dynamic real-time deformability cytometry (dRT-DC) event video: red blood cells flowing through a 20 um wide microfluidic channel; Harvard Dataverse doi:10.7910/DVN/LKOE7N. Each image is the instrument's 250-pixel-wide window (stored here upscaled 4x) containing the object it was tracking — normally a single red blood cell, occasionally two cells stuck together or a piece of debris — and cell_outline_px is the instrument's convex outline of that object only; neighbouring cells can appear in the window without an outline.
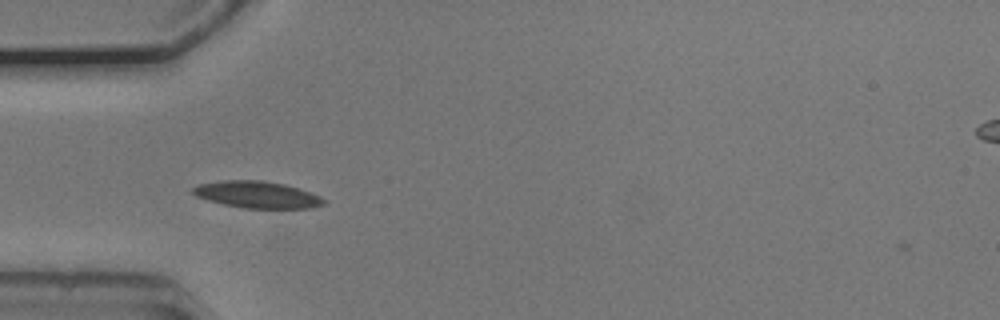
{"species": "common noctule bat (a hibernating species)", "species_latin": "Nyctalus noctula", "temperature_condition": "cold", "stored_images_in_passage": 31, "camera_frame_rate_fps": 3000, "um_per_image_px": 0.085, "animal": {"sex": "male", "body_mass_g": 20.5, "forearm_length_mm": 52.5}, "frame": {"image": 1, "passage_image": 3, "time_ms": 0.667, "image_size_px": [1000, 320], "cell_outline_px": [[324, 204], [312, 208], [244, 208], [224, 204], [208, 200], [196, 196], [192, 192], [192, 188], [200, 184], [220, 180], [264, 180], [284, 184], [320, 196], [324, 200]], "centroid_in_image_um": [21.83, 16.54], "position_along_channel_um": 63.2, "area_um2": 20.23}}
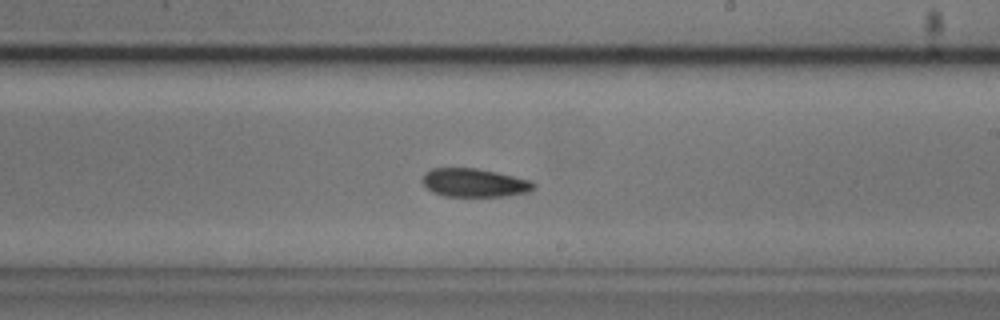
{"frame": {"image": 2, "passage_image": 18, "time_ms": 5.667, "image_size_px": [1000, 320], "cell_outline_px": [[536, 184], [528, 192], [504, 196], [444, 196], [432, 192], [420, 180], [424, 172], [432, 168], [476, 168], [496, 172], [532, 180]], "centroid_in_image_um": [40.29, 15.52], "position_along_channel_um": 248.7, "area_um2": 18.5}}
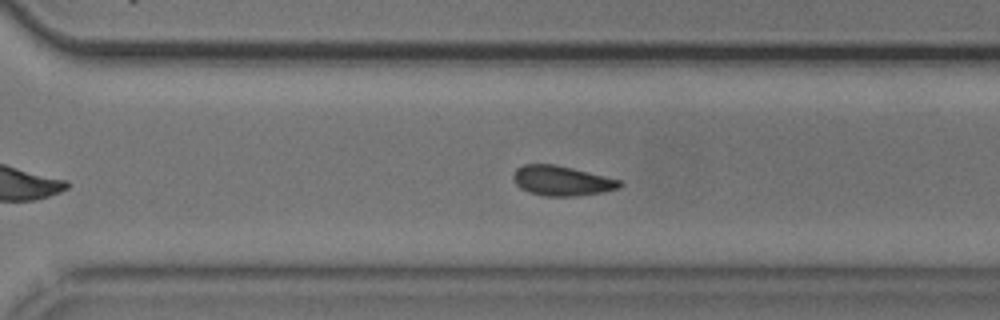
{"frame": {"image": 3, "passage_image": 24, "time_ms": 7.667, "image_size_px": [1000, 320], "cell_outline_px": [[624, 184], [620, 188], [600, 192], [576, 196], [544, 196], [528, 192], [520, 188], [516, 184], [512, 176], [516, 168], [524, 164], [556, 164], [620, 180]], "centroid_in_image_um": [47.72, 15.36], "position_along_channel_um": 322.9, "area_um2": 18.5}, "authors_computed_cell_mechanics": {"area_um2": 18.8428, "velocity_mm_per_s": 3.7235, "shape_relaxation_time_tau1_ms": 4.2029, "shape_relaxation_time_tau2_ms": 7.5015, "deformation_change_tau1": 0.1174, "deformation_change_tau2": 0.144}}